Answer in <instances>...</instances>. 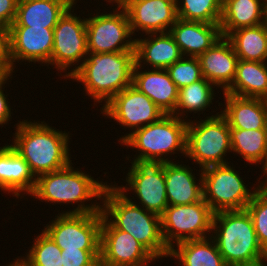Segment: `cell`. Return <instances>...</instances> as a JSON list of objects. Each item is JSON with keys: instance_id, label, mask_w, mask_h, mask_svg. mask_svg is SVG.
<instances>
[{"instance_id": "obj_5", "label": "cell", "mask_w": 267, "mask_h": 266, "mask_svg": "<svg viewBox=\"0 0 267 266\" xmlns=\"http://www.w3.org/2000/svg\"><path fill=\"white\" fill-rule=\"evenodd\" d=\"M211 233L227 266H258L267 259L246 209L215 213Z\"/></svg>"}, {"instance_id": "obj_34", "label": "cell", "mask_w": 267, "mask_h": 266, "mask_svg": "<svg viewBox=\"0 0 267 266\" xmlns=\"http://www.w3.org/2000/svg\"><path fill=\"white\" fill-rule=\"evenodd\" d=\"M245 209L252 219L259 244L267 253V179L258 187Z\"/></svg>"}, {"instance_id": "obj_22", "label": "cell", "mask_w": 267, "mask_h": 266, "mask_svg": "<svg viewBox=\"0 0 267 266\" xmlns=\"http://www.w3.org/2000/svg\"><path fill=\"white\" fill-rule=\"evenodd\" d=\"M224 107L220 113L227 119L229 128L264 129L267 123V100L261 98L241 97L222 93Z\"/></svg>"}, {"instance_id": "obj_7", "label": "cell", "mask_w": 267, "mask_h": 266, "mask_svg": "<svg viewBox=\"0 0 267 266\" xmlns=\"http://www.w3.org/2000/svg\"><path fill=\"white\" fill-rule=\"evenodd\" d=\"M199 120L188 119L184 157L193 160L200 169L230 164L226 157L228 155L226 153H232L227 119L221 113L216 112L215 115Z\"/></svg>"}, {"instance_id": "obj_6", "label": "cell", "mask_w": 267, "mask_h": 266, "mask_svg": "<svg viewBox=\"0 0 267 266\" xmlns=\"http://www.w3.org/2000/svg\"><path fill=\"white\" fill-rule=\"evenodd\" d=\"M187 124L188 121L184 119L173 114H165L158 121L135 130L121 145L137 149L138 153L134 155L133 160L172 162L169 155L171 157L176 153H181V156L186 155Z\"/></svg>"}, {"instance_id": "obj_30", "label": "cell", "mask_w": 267, "mask_h": 266, "mask_svg": "<svg viewBox=\"0 0 267 266\" xmlns=\"http://www.w3.org/2000/svg\"><path fill=\"white\" fill-rule=\"evenodd\" d=\"M226 38L239 60L267 62V22L236 29Z\"/></svg>"}, {"instance_id": "obj_38", "label": "cell", "mask_w": 267, "mask_h": 266, "mask_svg": "<svg viewBox=\"0 0 267 266\" xmlns=\"http://www.w3.org/2000/svg\"><path fill=\"white\" fill-rule=\"evenodd\" d=\"M13 74L2 84L0 85V126L3 127V125L8 124V121H11V106L9 105V99L8 94L5 95V84L9 81V79L13 78ZM4 87V88H3Z\"/></svg>"}, {"instance_id": "obj_17", "label": "cell", "mask_w": 267, "mask_h": 266, "mask_svg": "<svg viewBox=\"0 0 267 266\" xmlns=\"http://www.w3.org/2000/svg\"><path fill=\"white\" fill-rule=\"evenodd\" d=\"M124 9L133 35L169 32L178 19L176 0L127 1Z\"/></svg>"}, {"instance_id": "obj_35", "label": "cell", "mask_w": 267, "mask_h": 266, "mask_svg": "<svg viewBox=\"0 0 267 266\" xmlns=\"http://www.w3.org/2000/svg\"><path fill=\"white\" fill-rule=\"evenodd\" d=\"M166 70L178 89L203 78L197 57L183 56L179 61H176Z\"/></svg>"}, {"instance_id": "obj_23", "label": "cell", "mask_w": 267, "mask_h": 266, "mask_svg": "<svg viewBox=\"0 0 267 266\" xmlns=\"http://www.w3.org/2000/svg\"><path fill=\"white\" fill-rule=\"evenodd\" d=\"M36 177L29 165L16 152L10 143L0 147V189L13 194L16 198H24L33 193ZM24 192V193H23ZM22 193V194H21Z\"/></svg>"}, {"instance_id": "obj_28", "label": "cell", "mask_w": 267, "mask_h": 266, "mask_svg": "<svg viewBox=\"0 0 267 266\" xmlns=\"http://www.w3.org/2000/svg\"><path fill=\"white\" fill-rule=\"evenodd\" d=\"M224 93L267 100V62L238 60L235 79Z\"/></svg>"}, {"instance_id": "obj_2", "label": "cell", "mask_w": 267, "mask_h": 266, "mask_svg": "<svg viewBox=\"0 0 267 266\" xmlns=\"http://www.w3.org/2000/svg\"><path fill=\"white\" fill-rule=\"evenodd\" d=\"M71 162L63 169L45 173L36 178V185L31 196L41 202L54 204H76V208L61 214H82L101 212V200L107 182L95 180L93 176L77 168ZM89 174V175H88ZM93 198L97 201L93 203ZM88 204L87 202L91 201ZM87 201V202H86ZM87 203V204H86Z\"/></svg>"}, {"instance_id": "obj_33", "label": "cell", "mask_w": 267, "mask_h": 266, "mask_svg": "<svg viewBox=\"0 0 267 266\" xmlns=\"http://www.w3.org/2000/svg\"><path fill=\"white\" fill-rule=\"evenodd\" d=\"M223 0H176L177 15L185 21L219 24Z\"/></svg>"}, {"instance_id": "obj_18", "label": "cell", "mask_w": 267, "mask_h": 266, "mask_svg": "<svg viewBox=\"0 0 267 266\" xmlns=\"http://www.w3.org/2000/svg\"><path fill=\"white\" fill-rule=\"evenodd\" d=\"M202 77L225 92L236 76L238 57L232 43L221 37L211 48L198 57Z\"/></svg>"}, {"instance_id": "obj_43", "label": "cell", "mask_w": 267, "mask_h": 266, "mask_svg": "<svg viewBox=\"0 0 267 266\" xmlns=\"http://www.w3.org/2000/svg\"><path fill=\"white\" fill-rule=\"evenodd\" d=\"M266 262H267V259L262 261L258 266H267Z\"/></svg>"}, {"instance_id": "obj_9", "label": "cell", "mask_w": 267, "mask_h": 266, "mask_svg": "<svg viewBox=\"0 0 267 266\" xmlns=\"http://www.w3.org/2000/svg\"><path fill=\"white\" fill-rule=\"evenodd\" d=\"M126 175V185L115 187L120 190L132 203L141 206L147 211L161 216L168 207L166 184L164 176V162L159 160L135 159L131 160ZM128 185V186H127ZM129 190L135 193L128 196ZM132 197V198H130ZM134 201H133V200Z\"/></svg>"}, {"instance_id": "obj_8", "label": "cell", "mask_w": 267, "mask_h": 266, "mask_svg": "<svg viewBox=\"0 0 267 266\" xmlns=\"http://www.w3.org/2000/svg\"><path fill=\"white\" fill-rule=\"evenodd\" d=\"M229 164L202 169L203 200L215 214L221 211L243 210L250 203L258 187L266 180L248 188L242 177ZM253 190V191H251Z\"/></svg>"}, {"instance_id": "obj_13", "label": "cell", "mask_w": 267, "mask_h": 266, "mask_svg": "<svg viewBox=\"0 0 267 266\" xmlns=\"http://www.w3.org/2000/svg\"><path fill=\"white\" fill-rule=\"evenodd\" d=\"M56 215L43 231L61 250H100L102 211Z\"/></svg>"}, {"instance_id": "obj_26", "label": "cell", "mask_w": 267, "mask_h": 266, "mask_svg": "<svg viewBox=\"0 0 267 266\" xmlns=\"http://www.w3.org/2000/svg\"><path fill=\"white\" fill-rule=\"evenodd\" d=\"M265 22V0H223L219 23L222 37H227L236 29Z\"/></svg>"}, {"instance_id": "obj_37", "label": "cell", "mask_w": 267, "mask_h": 266, "mask_svg": "<svg viewBox=\"0 0 267 266\" xmlns=\"http://www.w3.org/2000/svg\"><path fill=\"white\" fill-rule=\"evenodd\" d=\"M19 0H0V25L10 28L15 21Z\"/></svg>"}, {"instance_id": "obj_3", "label": "cell", "mask_w": 267, "mask_h": 266, "mask_svg": "<svg viewBox=\"0 0 267 266\" xmlns=\"http://www.w3.org/2000/svg\"><path fill=\"white\" fill-rule=\"evenodd\" d=\"M107 185L102 194L103 216L116 228L131 234L157 260L169 257L161 232V216L132 203L115 185Z\"/></svg>"}, {"instance_id": "obj_10", "label": "cell", "mask_w": 267, "mask_h": 266, "mask_svg": "<svg viewBox=\"0 0 267 266\" xmlns=\"http://www.w3.org/2000/svg\"><path fill=\"white\" fill-rule=\"evenodd\" d=\"M74 8L75 6L72 5L53 28L54 43L50 66L52 65L58 72L60 71L61 76L62 72L65 73L62 76L64 80L65 78L66 80L69 79L88 54L86 18L82 19L80 15L77 17V14H73ZM74 65L75 67H73Z\"/></svg>"}, {"instance_id": "obj_44", "label": "cell", "mask_w": 267, "mask_h": 266, "mask_svg": "<svg viewBox=\"0 0 267 266\" xmlns=\"http://www.w3.org/2000/svg\"><path fill=\"white\" fill-rule=\"evenodd\" d=\"M265 10H266V22H267V0H265Z\"/></svg>"}, {"instance_id": "obj_4", "label": "cell", "mask_w": 267, "mask_h": 266, "mask_svg": "<svg viewBox=\"0 0 267 266\" xmlns=\"http://www.w3.org/2000/svg\"><path fill=\"white\" fill-rule=\"evenodd\" d=\"M135 51L88 52L81 66L69 77L81 83L86 96L105 106L116 94L132 84ZM98 102V103H97Z\"/></svg>"}, {"instance_id": "obj_36", "label": "cell", "mask_w": 267, "mask_h": 266, "mask_svg": "<svg viewBox=\"0 0 267 266\" xmlns=\"http://www.w3.org/2000/svg\"><path fill=\"white\" fill-rule=\"evenodd\" d=\"M63 266H97L100 263V250L63 249Z\"/></svg>"}, {"instance_id": "obj_40", "label": "cell", "mask_w": 267, "mask_h": 266, "mask_svg": "<svg viewBox=\"0 0 267 266\" xmlns=\"http://www.w3.org/2000/svg\"><path fill=\"white\" fill-rule=\"evenodd\" d=\"M0 56H8V28L0 25Z\"/></svg>"}, {"instance_id": "obj_15", "label": "cell", "mask_w": 267, "mask_h": 266, "mask_svg": "<svg viewBox=\"0 0 267 266\" xmlns=\"http://www.w3.org/2000/svg\"><path fill=\"white\" fill-rule=\"evenodd\" d=\"M157 259L131 234L116 229L102 214L100 264L150 266ZM150 262V263H149Z\"/></svg>"}, {"instance_id": "obj_24", "label": "cell", "mask_w": 267, "mask_h": 266, "mask_svg": "<svg viewBox=\"0 0 267 266\" xmlns=\"http://www.w3.org/2000/svg\"><path fill=\"white\" fill-rule=\"evenodd\" d=\"M169 33L183 56L198 57L211 48L221 37L219 24L177 19Z\"/></svg>"}, {"instance_id": "obj_19", "label": "cell", "mask_w": 267, "mask_h": 266, "mask_svg": "<svg viewBox=\"0 0 267 266\" xmlns=\"http://www.w3.org/2000/svg\"><path fill=\"white\" fill-rule=\"evenodd\" d=\"M135 64L132 85L150 98L165 114L175 112L178 99L176 84L166 69H146Z\"/></svg>"}, {"instance_id": "obj_31", "label": "cell", "mask_w": 267, "mask_h": 266, "mask_svg": "<svg viewBox=\"0 0 267 266\" xmlns=\"http://www.w3.org/2000/svg\"><path fill=\"white\" fill-rule=\"evenodd\" d=\"M214 86V87H213ZM216 86L205 78L194 82L190 85L184 86L178 91V99L176 103L175 112L173 113L174 116L187 121V116L189 112L190 114L193 112L197 114H203L207 108L213 104L216 92L214 90ZM201 112V113H200ZM187 115H186V114Z\"/></svg>"}, {"instance_id": "obj_39", "label": "cell", "mask_w": 267, "mask_h": 266, "mask_svg": "<svg viewBox=\"0 0 267 266\" xmlns=\"http://www.w3.org/2000/svg\"><path fill=\"white\" fill-rule=\"evenodd\" d=\"M15 71H12L8 56H0V85H2Z\"/></svg>"}, {"instance_id": "obj_41", "label": "cell", "mask_w": 267, "mask_h": 266, "mask_svg": "<svg viewBox=\"0 0 267 266\" xmlns=\"http://www.w3.org/2000/svg\"><path fill=\"white\" fill-rule=\"evenodd\" d=\"M105 1H106V3L108 2L109 5H110V3H112V5H113V3H115L116 9H124L126 7V3H127V0H105Z\"/></svg>"}, {"instance_id": "obj_11", "label": "cell", "mask_w": 267, "mask_h": 266, "mask_svg": "<svg viewBox=\"0 0 267 266\" xmlns=\"http://www.w3.org/2000/svg\"><path fill=\"white\" fill-rule=\"evenodd\" d=\"M213 215L203 199L187 205H168L161 215V232L166 246L171 249L181 241L210 237Z\"/></svg>"}, {"instance_id": "obj_14", "label": "cell", "mask_w": 267, "mask_h": 266, "mask_svg": "<svg viewBox=\"0 0 267 266\" xmlns=\"http://www.w3.org/2000/svg\"><path fill=\"white\" fill-rule=\"evenodd\" d=\"M99 110L103 116L117 121V125L119 123L124 130H131L119 138L120 143L135 130L156 122L165 115L150 98L132 84L116 94Z\"/></svg>"}, {"instance_id": "obj_16", "label": "cell", "mask_w": 267, "mask_h": 266, "mask_svg": "<svg viewBox=\"0 0 267 266\" xmlns=\"http://www.w3.org/2000/svg\"><path fill=\"white\" fill-rule=\"evenodd\" d=\"M54 43L53 28L10 26L8 29V62L15 69L16 62H33L46 66Z\"/></svg>"}, {"instance_id": "obj_20", "label": "cell", "mask_w": 267, "mask_h": 266, "mask_svg": "<svg viewBox=\"0 0 267 266\" xmlns=\"http://www.w3.org/2000/svg\"><path fill=\"white\" fill-rule=\"evenodd\" d=\"M148 37L135 39V63L151 69H167L183 55L173 36L169 33H149ZM144 65H143V64Z\"/></svg>"}, {"instance_id": "obj_27", "label": "cell", "mask_w": 267, "mask_h": 266, "mask_svg": "<svg viewBox=\"0 0 267 266\" xmlns=\"http://www.w3.org/2000/svg\"><path fill=\"white\" fill-rule=\"evenodd\" d=\"M169 257L181 266H227L211 237L181 241L170 249Z\"/></svg>"}, {"instance_id": "obj_25", "label": "cell", "mask_w": 267, "mask_h": 266, "mask_svg": "<svg viewBox=\"0 0 267 266\" xmlns=\"http://www.w3.org/2000/svg\"><path fill=\"white\" fill-rule=\"evenodd\" d=\"M72 5V0H19L11 26L54 28Z\"/></svg>"}, {"instance_id": "obj_32", "label": "cell", "mask_w": 267, "mask_h": 266, "mask_svg": "<svg viewBox=\"0 0 267 266\" xmlns=\"http://www.w3.org/2000/svg\"><path fill=\"white\" fill-rule=\"evenodd\" d=\"M33 241L27 255L16 258L22 266H63L62 250L43 230Z\"/></svg>"}, {"instance_id": "obj_1", "label": "cell", "mask_w": 267, "mask_h": 266, "mask_svg": "<svg viewBox=\"0 0 267 266\" xmlns=\"http://www.w3.org/2000/svg\"><path fill=\"white\" fill-rule=\"evenodd\" d=\"M15 128L10 145L29 165L36 178L63 169L72 162L68 145L70 132L55 129L45 121L26 119L18 120Z\"/></svg>"}, {"instance_id": "obj_42", "label": "cell", "mask_w": 267, "mask_h": 266, "mask_svg": "<svg viewBox=\"0 0 267 266\" xmlns=\"http://www.w3.org/2000/svg\"><path fill=\"white\" fill-rule=\"evenodd\" d=\"M6 266H22L16 259H14V262H10V264H7Z\"/></svg>"}, {"instance_id": "obj_12", "label": "cell", "mask_w": 267, "mask_h": 266, "mask_svg": "<svg viewBox=\"0 0 267 266\" xmlns=\"http://www.w3.org/2000/svg\"><path fill=\"white\" fill-rule=\"evenodd\" d=\"M100 13L86 17L88 52L113 53L135 51L129 18L125 9H114L113 13ZM100 14V15H99Z\"/></svg>"}, {"instance_id": "obj_29", "label": "cell", "mask_w": 267, "mask_h": 266, "mask_svg": "<svg viewBox=\"0 0 267 266\" xmlns=\"http://www.w3.org/2000/svg\"><path fill=\"white\" fill-rule=\"evenodd\" d=\"M230 139L233 154H239L250 165L262 164V171L267 179V128L235 129L230 128ZM235 152V153H234Z\"/></svg>"}, {"instance_id": "obj_21", "label": "cell", "mask_w": 267, "mask_h": 266, "mask_svg": "<svg viewBox=\"0 0 267 266\" xmlns=\"http://www.w3.org/2000/svg\"><path fill=\"white\" fill-rule=\"evenodd\" d=\"M188 165L179 162H166L164 176L169 205H187L203 199L202 169L199 179ZM197 181V182H196Z\"/></svg>"}]
</instances>
